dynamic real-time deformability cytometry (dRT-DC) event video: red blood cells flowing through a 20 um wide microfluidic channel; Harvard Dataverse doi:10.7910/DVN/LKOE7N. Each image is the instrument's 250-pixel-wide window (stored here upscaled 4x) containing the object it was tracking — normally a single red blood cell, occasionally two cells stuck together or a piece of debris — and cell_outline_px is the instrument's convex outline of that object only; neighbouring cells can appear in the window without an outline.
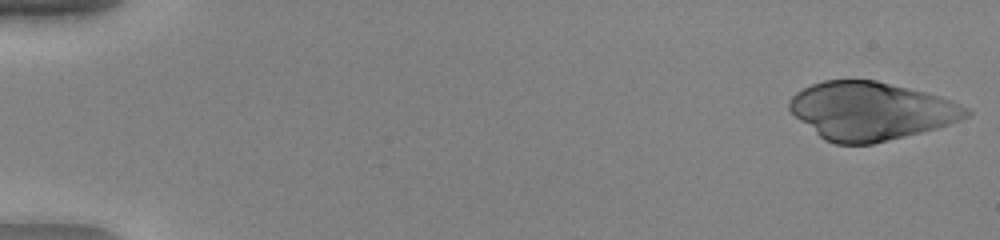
{"species": "human", "species_latin": "Homo sapiens", "temperature_condition": "warm", "stored_images_in_passage": 51, "camera_frame_rate_fps": 3000, "um_per_image_px": 0.085, "donor": {"sex": "female"}, "frame": {"image": 1, "passage_image": 1, "time_ms": 0.0, "image_size_px": [1000, 240], "cell_outline_px": [[972, 116], [936, 128], [872, 144], [836, 144], [824, 140], [800, 120], [788, 108], [788, 100], [796, 92], [812, 84], [824, 80], [876, 80], [940, 96], [952, 100], [968, 108], [972, 112]], "centroid_in_image_um": [74.03, 9.42], "position_along_channel_um": 11.0, "area_um2": 59.53}}